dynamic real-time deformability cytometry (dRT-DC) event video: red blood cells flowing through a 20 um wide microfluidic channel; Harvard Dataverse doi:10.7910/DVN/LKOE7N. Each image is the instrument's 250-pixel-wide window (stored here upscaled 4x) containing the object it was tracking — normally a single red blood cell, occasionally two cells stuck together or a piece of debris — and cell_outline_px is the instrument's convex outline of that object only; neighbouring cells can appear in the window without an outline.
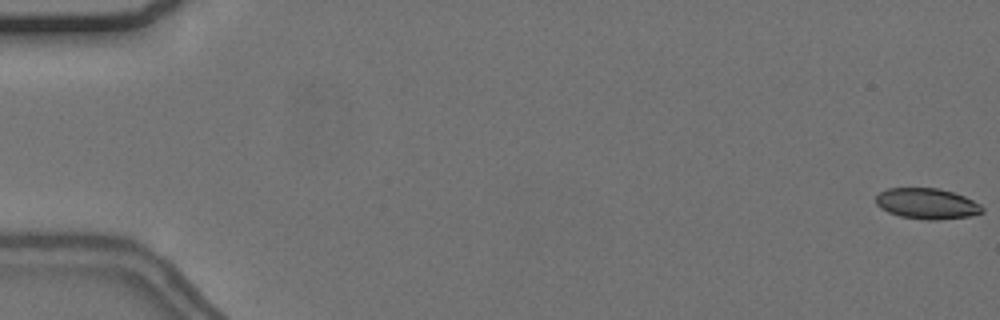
{"species": "common noctule bat (a hibernating species)", "species_latin": "Nyctalus noctula", "temperature_condition": "cold", "stored_images_in_passage": 58, "camera_frame_rate_fps": 3000, "um_per_image_px": 0.085, "animal": {"sex": "female", "body_mass_g": 24.6, "forearm_length_mm": 56.2}, "frame": {"image": 1, "passage_image": 1, "time_ms": 0.0, "image_size_px": [1000, 320], "cell_outline_px": [[984, 212], [968, 216], [940, 220], [928, 220], [900, 216], [888, 212], [880, 208], [876, 204], [876, 196], [880, 192], [888, 188], [936, 188], [952, 192], [964, 196], [980, 204], [984, 208]], "centroid_in_image_um": [78.78, 17.31], "position_along_channel_um": 6.2, "area_um2": 19.02}}
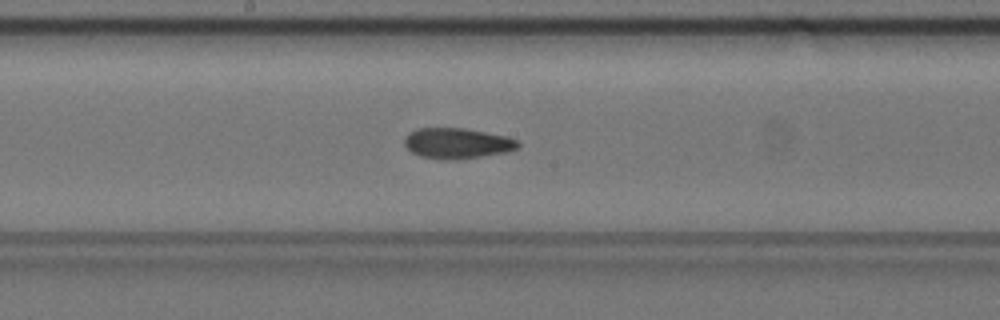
{"frame": {"image": 2, "passage_image": 31, "time_ms": 10.0, "image_size_px": [1000, 320], "cell_outline_px": [[520, 144], [516, 148], [508, 152], [456, 160], [448, 160], [420, 156], [412, 152], [404, 144], [404, 136], [408, 132], [416, 128], [464, 128], [508, 136], [520, 140]], "centroid_in_image_um": [38.87, 12.17], "position_along_channel_um": 209.3, "area_um2": 20.46}}
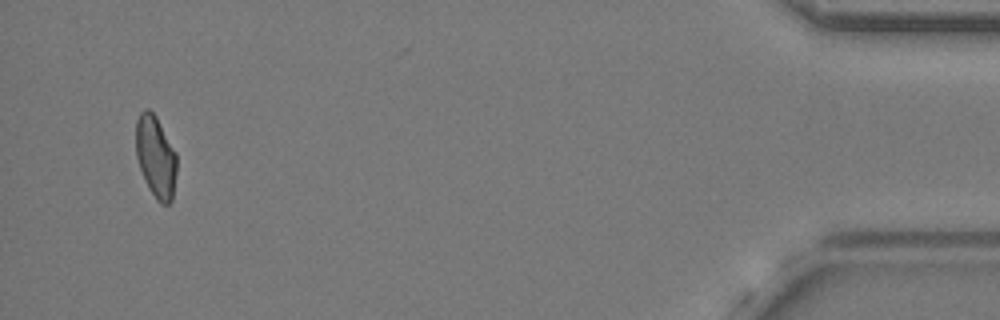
{"frame": {"image": 3, "passage_image": 55, "time_ms": 18.0, "image_size_px": [1000, 320], "cell_outline_px": [[176, 172], [172, 200], [168, 204], [160, 204], [156, 200], [148, 188], [144, 180], [136, 156], [136, 120], [140, 112], [144, 108], [148, 108], [156, 116], [176, 152]], "centroid_in_image_um": [13.22, 13.32], "position_along_channel_um": 422.0, "area_um2": 19.59}}